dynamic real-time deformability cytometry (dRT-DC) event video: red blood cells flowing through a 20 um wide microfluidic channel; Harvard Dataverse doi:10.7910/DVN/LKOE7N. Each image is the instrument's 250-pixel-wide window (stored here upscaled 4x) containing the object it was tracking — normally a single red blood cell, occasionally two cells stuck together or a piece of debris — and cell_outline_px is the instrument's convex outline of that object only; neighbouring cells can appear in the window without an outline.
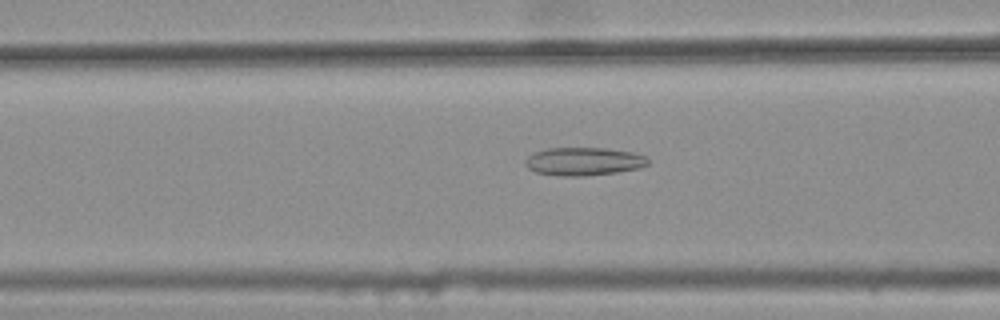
{"species": "common noctule bat (a hibernating species)", "species_latin": "Nyctalus noctula", "temperature_condition": "warm", "stored_images_in_passage": 40, "camera_frame_rate_fps": 3000, "um_per_image_px": 0.085, "animal": {"sex": "female", "body_mass_g": 25.1}, "frame": {"image": 1, "passage_image": 14, "time_ms": 4.333, "image_size_px": [1000, 320], "cell_outline_px": [[648, 164], [640, 168], [616, 172], [584, 176], [564, 176], [536, 172], [528, 168], [524, 164], [524, 160], [528, 156], [536, 152], [548, 148], [604, 148], [632, 152], [644, 156], [648, 160]], "centroid_in_image_um": [49.6, 13.72], "position_along_channel_um": 117.0, "area_um2": 19.94}}
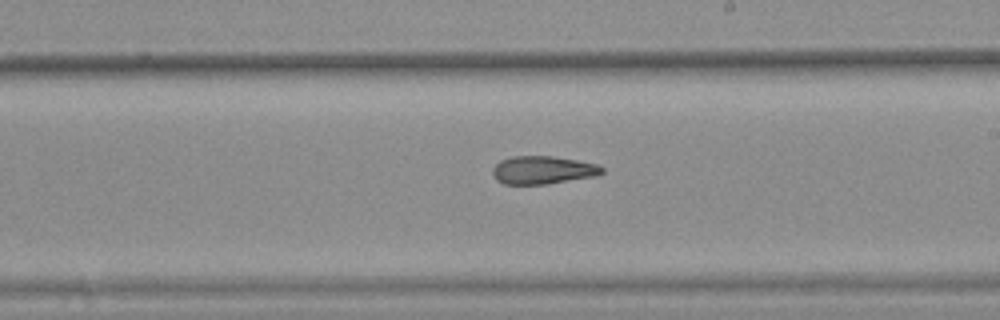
{"frame": {"image": 2, "passage_image": 24, "time_ms": 7.667, "image_size_px": [1000, 320], "cell_outline_px": [[604, 172], [596, 176], [548, 184], [504, 184], [496, 180], [492, 176], [492, 168], [500, 160], [512, 156], [552, 156], [600, 164], [604, 168]], "centroid_in_image_um": [46.14, 14.45], "position_along_channel_um": 242.9, "area_um2": 18.09}}
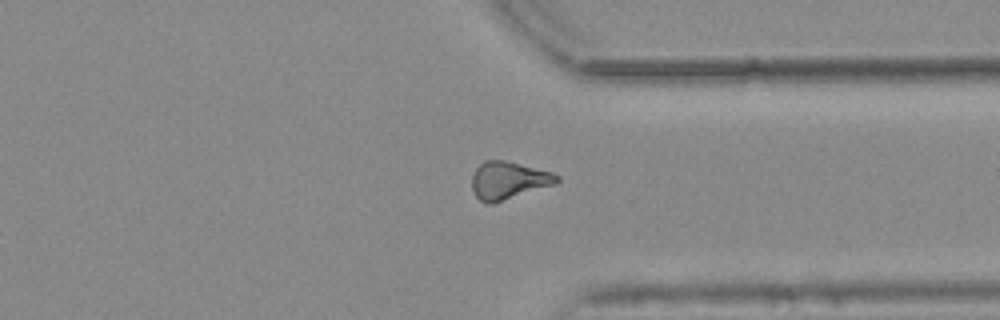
{"frame": {"image": 3, "passage_image": 34, "time_ms": 11.0, "image_size_px": [1000, 320], "cell_outline_px": [[560, 180], [556, 184], [492, 204], [488, 204], [480, 200], [476, 196], [472, 188], [472, 176], [476, 168], [484, 160], [504, 160], [552, 172], [560, 176]], "centroid_in_image_um": [43.23, 15.34], "position_along_channel_um": 368.2, "area_um2": 18.61}, "authors_computed_cell_mechanics": {"area_um2": 18.4093, "velocity_mm_per_s": 3.7794, "shape_relaxation_time_tau1_ms": null, "shape_relaxation_time_tau2_ms": 4.6605, "deformation_change_tau1": null, "deformation_change_tau2": 0.1402}}